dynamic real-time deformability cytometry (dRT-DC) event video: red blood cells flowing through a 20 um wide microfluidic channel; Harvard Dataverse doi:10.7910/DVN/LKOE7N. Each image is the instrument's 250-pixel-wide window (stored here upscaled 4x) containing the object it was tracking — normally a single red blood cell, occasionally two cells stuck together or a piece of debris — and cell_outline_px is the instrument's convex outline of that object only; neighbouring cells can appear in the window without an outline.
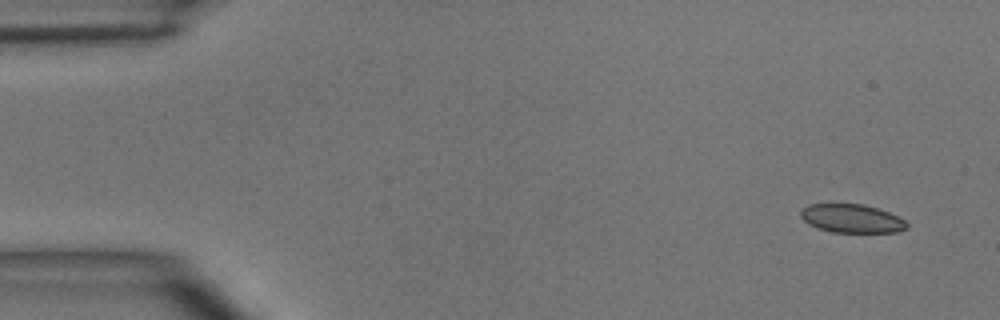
{"species": "common noctule bat (a hibernating species)", "species_latin": "Nyctalus noctula", "temperature_condition": "room temperature", "stored_images_in_passage": 5, "camera_frame_rate_fps": 3000, "um_per_image_px": 0.085, "animal": {"sex": "male", "body_mass_g": 15.6}, "frame": {"image": 1, "passage_image": 1, "time_ms": 0.0, "image_size_px": [1000, 320], "cell_outline_px": [[908, 228], [900, 232], [832, 232], [808, 224], [800, 216], [800, 212], [808, 204], [864, 204], [888, 212], [904, 220], [908, 224]], "centroid_in_image_um": [72.41, 18.57], "position_along_channel_um": 12.6, "area_um2": 17.51}}